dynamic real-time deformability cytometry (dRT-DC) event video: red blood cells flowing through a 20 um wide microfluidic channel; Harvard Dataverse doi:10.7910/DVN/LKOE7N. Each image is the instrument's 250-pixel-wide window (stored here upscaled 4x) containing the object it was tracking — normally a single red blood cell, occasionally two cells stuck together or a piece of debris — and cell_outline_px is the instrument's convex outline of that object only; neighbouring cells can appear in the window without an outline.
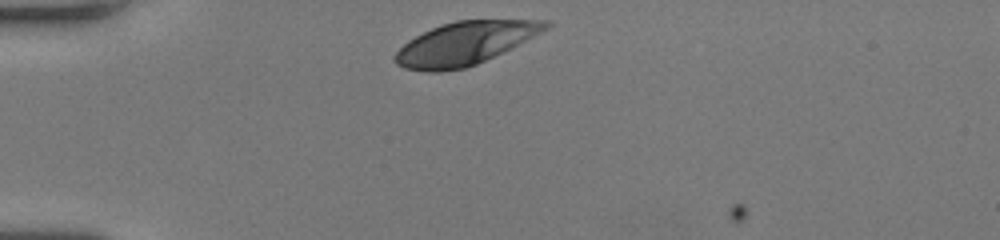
{"species": "human", "species_latin": "Homo sapiens", "temperature_condition": "room temperature", "stored_images_in_passage": 31, "camera_frame_rate_fps": 3000, "um_per_image_px": 0.085, "donor": {"sex": "female"}, "frame": {"image": 1, "passage_image": 1, "time_ms": 0.0, "image_size_px": [1000, 240], "cell_outline_px": [[552, 24], [548, 28], [476, 64], [464, 68], [440, 72], [424, 72], [404, 68], [396, 64], [392, 60], [392, 56], [408, 40], [432, 28], [456, 20], [552, 20]], "centroid_in_image_um": [39.44, 3.69], "position_along_channel_um": 45.6, "area_um2": 37.11}}
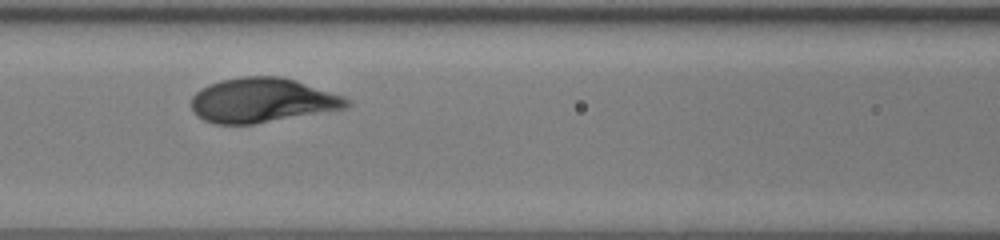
{"frame": {"image": 2, "passage_image": 11, "time_ms": 3.333, "image_size_px": [1000, 240], "cell_outline_px": [[352, 104], [348, 108], [256, 124], [216, 124], [204, 120], [196, 116], [192, 112], [192, 96], [200, 88], [208, 84], [220, 80], [244, 76], [280, 76], [296, 80], [344, 96], [352, 100]], "centroid_in_image_um": [22.31, 8.53], "position_along_channel_um": 144.3, "area_um2": 40.81}}
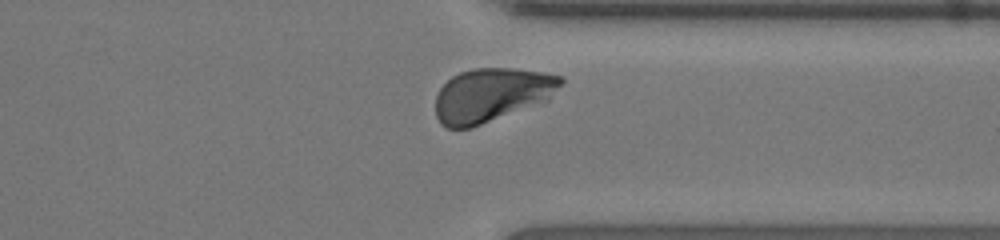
{"frame": {"image": 3, "passage_image": 28, "time_ms": 9.0, "image_size_px": [1000, 240], "cell_outline_px": [[564, 80], [548, 100], [480, 124], [468, 128], [448, 128], [440, 124], [436, 116], [436, 96], [440, 88], [452, 76], [460, 72], [472, 68], [508, 68], [544, 72], [564, 76]], "centroid_in_image_um": [41.77, 8.05], "position_along_channel_um": 369.6, "area_um2": 38.9}, "authors_computed_cell_mechanics": {"area_um2": 39.1884, "velocity_mm_per_s": 3.9683, "shape_relaxation_time_tau1_ms": 2.1536, "shape_relaxation_time_tau2_ms": null, "deformation_change_tau1": 0.1617, "deformation_change_tau2": null}}